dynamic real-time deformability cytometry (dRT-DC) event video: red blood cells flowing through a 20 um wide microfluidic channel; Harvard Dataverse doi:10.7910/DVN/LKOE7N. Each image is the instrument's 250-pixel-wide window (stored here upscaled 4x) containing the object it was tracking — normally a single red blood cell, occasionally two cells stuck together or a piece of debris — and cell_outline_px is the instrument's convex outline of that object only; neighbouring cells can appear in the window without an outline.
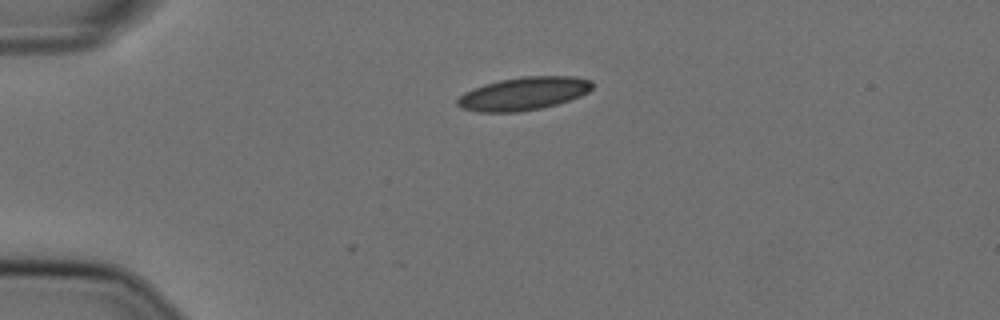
{"species": "Egyptian fruit bat (a non-hibernating species)", "species_latin": "Rousettus aegyptiacus", "temperature_condition": "cold", "stored_images_in_passage": 3, "camera_frame_rate_fps": 3000, "um_per_image_px": 0.085, "animal": {"sex": "female"}, "frame": {"image": 1, "passage_image": 1, "time_ms": 0.0, "image_size_px": [1000, 320], "cell_outline_px": [[592, 88], [588, 92], [580, 96], [556, 104], [540, 108], [520, 112], [476, 112], [460, 108], [456, 104], [456, 100], [464, 92], [484, 84], [500, 80], [520, 76], [572, 76], [592, 80]], "centroid_in_image_um": [44.47, 7.96], "position_along_channel_um": 40.5, "area_um2": 26.07}}